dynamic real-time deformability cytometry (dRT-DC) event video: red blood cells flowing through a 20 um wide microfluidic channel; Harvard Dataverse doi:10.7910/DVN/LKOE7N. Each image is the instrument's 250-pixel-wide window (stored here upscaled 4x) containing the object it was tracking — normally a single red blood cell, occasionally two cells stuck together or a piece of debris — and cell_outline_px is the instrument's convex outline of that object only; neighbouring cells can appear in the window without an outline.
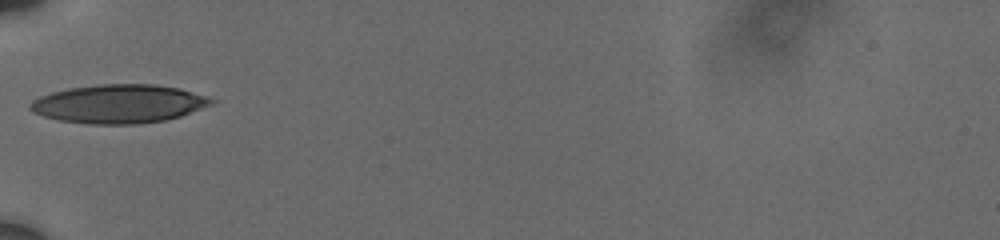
{"species": "human", "species_latin": "Homo sapiens", "temperature_condition": "cold", "stored_images_in_passage": 35, "camera_frame_rate_fps": 3000, "um_per_image_px": 0.085, "donor": {"sex": "male"}, "frame": {"image": 1, "passage_image": 1, "time_ms": 0.0, "image_size_px": [1000, 240], "cell_outline_px": [[216, 100], [212, 104], [180, 116], [164, 120], [140, 124], [88, 124], [60, 120], [44, 116], [28, 108], [28, 104], [32, 100], [40, 96], [52, 92], [68, 88], [100, 84], [156, 84], [180, 88]], "centroid_in_image_um": [10.08, 8.82], "position_along_channel_um": 74.9, "area_um2": 40.63}}
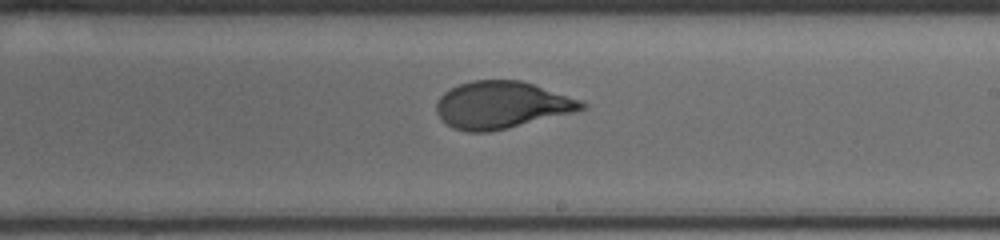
{"frame": {"image": 2, "passage_image": 15, "time_ms": 4.667, "image_size_px": [1000, 240], "cell_outline_px": [[588, 108], [508, 128], [488, 132], [464, 132], [452, 128], [436, 112], [436, 104], [440, 96], [444, 92], [460, 84], [472, 80], [520, 80], [580, 100], [588, 104]], "centroid_in_image_um": [42.61, 8.93], "position_along_channel_um": 246.4, "area_um2": 39.48}}
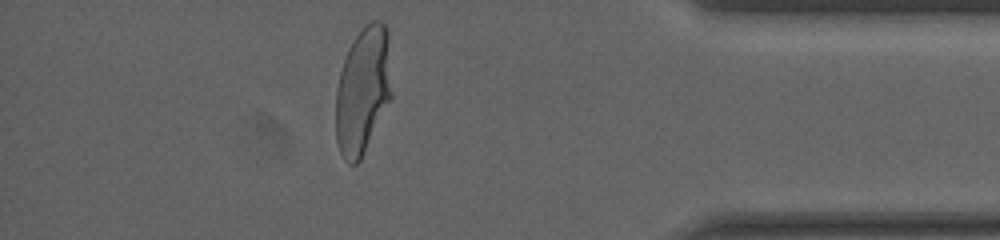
{"frame": {"image": 3, "passage_image": 30, "time_ms": 9.667, "image_size_px": [1000, 240], "cell_outline_px": [[392, 100], [360, 160], [356, 164], [348, 164], [344, 160], [340, 152], [336, 140], [336, 88], [340, 72], [348, 48], [356, 36], [372, 20], [380, 20], [388, 28], [392, 92]], "centroid_in_image_um": [30.87, 7.71], "position_along_channel_um": 404.3, "area_um2": 41.91}, "authors_computed_cell_mechanics": {"area_um2": 40.171, "velocity_mm_per_s": 3.7026, "shape_relaxation_time_tau1_ms": 4.1614, "shape_relaxation_time_tau2_ms": null, "deformation_change_tau1": 0.1929, "deformation_change_tau2": null}}